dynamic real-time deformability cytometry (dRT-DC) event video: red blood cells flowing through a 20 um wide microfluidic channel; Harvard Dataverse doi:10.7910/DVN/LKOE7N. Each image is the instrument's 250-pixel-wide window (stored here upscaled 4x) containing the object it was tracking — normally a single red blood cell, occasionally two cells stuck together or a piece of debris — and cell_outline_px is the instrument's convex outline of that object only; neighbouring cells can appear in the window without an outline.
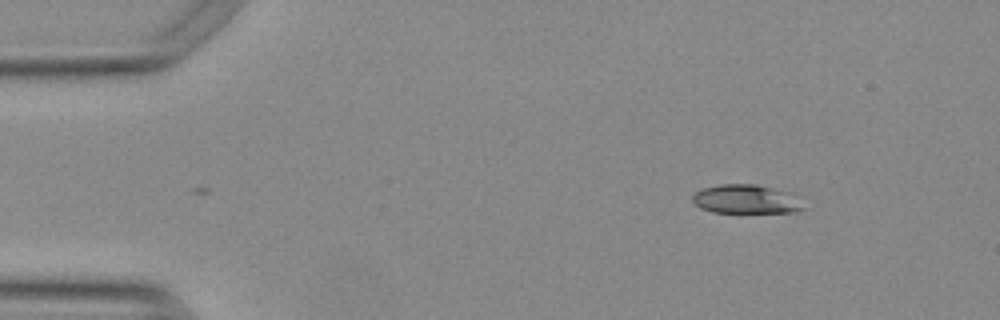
{"species": "Egyptian fruit bat (a non-hibernating species)", "species_latin": "Rousettus aegyptiacus", "temperature_condition": "warm", "stored_images_in_passage": 48, "camera_frame_rate_fps": 3000, "um_per_image_px": 0.085, "animal": {"sex": "female"}, "frame": {"image": 1, "passage_image": 1, "time_ms": 0.0, "image_size_px": [1000, 320], "cell_outline_px": [[804, 208], [796, 212], [712, 212], [700, 208], [692, 200], [692, 196], [696, 192], [704, 188], [720, 184], [756, 184], [772, 188], [784, 192]], "centroid_in_image_um": [63.28, 16.93], "position_along_channel_um": 21.7, "area_um2": 17.98}}
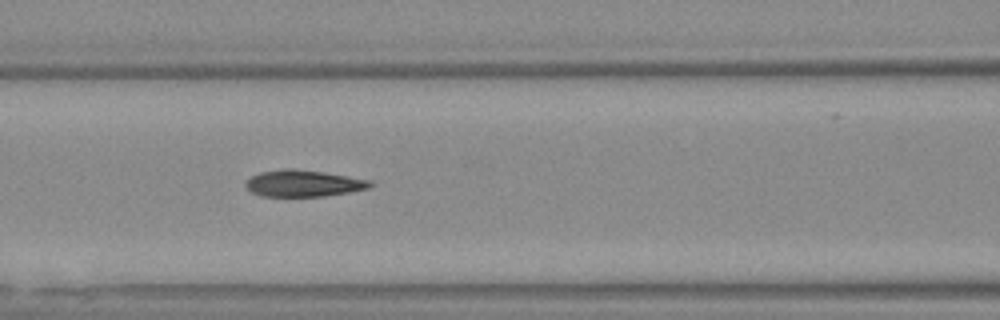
{"frame": {"image": 2, "passage_image": 17, "time_ms": 5.333, "image_size_px": [1000, 320], "cell_outline_px": [[372, 184], [368, 188], [348, 192], [324, 196], [260, 196], [252, 192], [244, 184], [252, 176], [260, 172], [284, 168], [292, 168], [324, 172], [348, 176], [368, 180]], "centroid_in_image_um": [25.75, 15.58], "position_along_channel_um": 140.8, "area_um2": 19.07}}
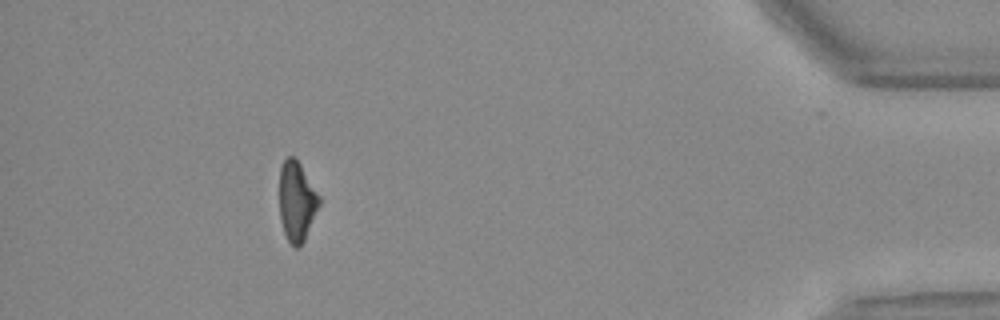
{"frame": {"image": 3, "passage_image": 43, "time_ms": 14.0, "image_size_px": [1000, 320], "cell_outline_px": [[320, 204], [304, 240], [300, 248], [296, 248], [288, 240], [284, 232], [280, 220], [280, 168], [284, 160], [288, 156], [292, 156], [300, 164], [320, 196]], "centroid_in_image_um": [25.22, 17.12], "position_along_channel_um": 410.0, "area_um2": 18.26}, "authors_computed_cell_mechanics": {"area_um2": 19.2763, "velocity_mm_per_s": 3.7889, "shape_relaxation_time_tau1_ms": null, "shape_relaxation_time_tau2_ms": 2.709, "deformation_change_tau1": null, "deformation_change_tau2": 0.0968}}